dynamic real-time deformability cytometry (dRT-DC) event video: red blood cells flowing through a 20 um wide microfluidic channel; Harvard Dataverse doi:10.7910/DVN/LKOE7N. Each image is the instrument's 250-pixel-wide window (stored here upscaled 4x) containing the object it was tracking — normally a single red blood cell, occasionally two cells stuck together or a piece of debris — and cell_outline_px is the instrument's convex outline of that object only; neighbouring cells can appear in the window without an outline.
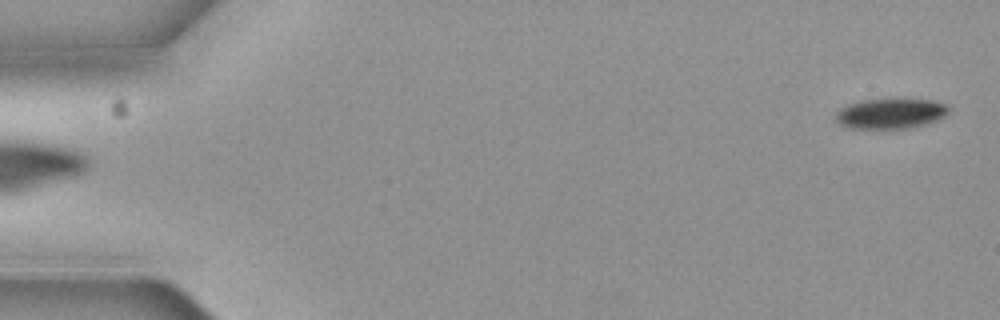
{"species": "common noctule bat (a hibernating species)", "species_latin": "Nyctalus noctula", "temperature_condition": "cold", "stored_images_in_passage": 3, "camera_frame_rate_fps": 3000, "um_per_image_px": 0.085, "animal": {"sex": "female", "body_mass_g": 19.3, "forearm_length_mm": 54.1}, "frame": {"image": 1, "passage_image": 3, "time_ms": 0.667, "image_size_px": [1000, 320], "cell_outline_px": [[948, 112], [944, 116], [908, 128], [852, 128], [840, 124], [836, 120], [836, 112], [840, 108], [848, 104], [860, 100], [932, 100], [944, 104], [948, 108]], "centroid_in_image_um": [75.62, 9.65], "position_along_channel_um": 9.4, "area_um2": 19.19}}